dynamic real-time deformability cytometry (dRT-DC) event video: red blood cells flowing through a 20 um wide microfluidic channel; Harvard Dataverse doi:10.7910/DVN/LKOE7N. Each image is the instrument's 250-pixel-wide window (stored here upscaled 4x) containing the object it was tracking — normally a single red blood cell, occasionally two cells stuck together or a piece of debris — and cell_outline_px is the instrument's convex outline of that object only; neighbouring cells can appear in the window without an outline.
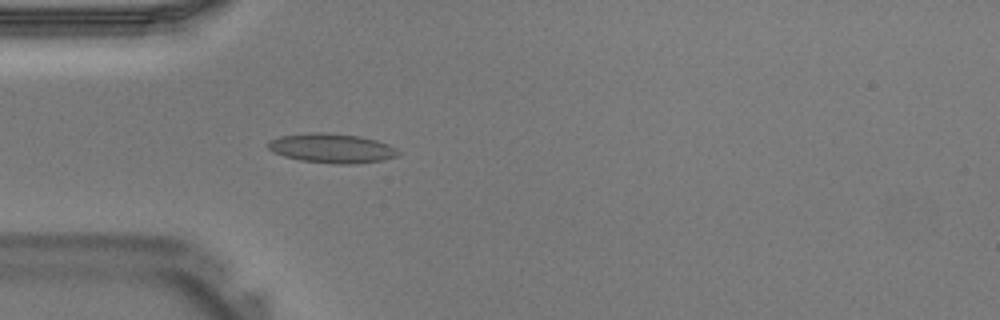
{"species": "Egyptian fruit bat (a non-hibernating species)", "species_latin": "Rousettus aegyptiacus", "temperature_condition": "warm", "stored_images_in_passage": 39, "segment_of_instrument_passage": [1, 2], "camera_frame_rate_fps": 3000, "um_per_image_px": 0.085, "animal": {"sex": "male"}, "frame": {"image": 1, "passage_image": 11, "time_ms": 3.333, "image_size_px": [1000, 320], "cell_outline_px": [[400, 152], [396, 156], [384, 160], [352, 164], [336, 164], [300, 160], [284, 156], [272, 152], [268, 148], [268, 140], [280, 136], [316, 132], [320, 132], [360, 136], [376, 140], [388, 144], [396, 148]], "centroid_in_image_um": [28.2, 12.6], "position_along_channel_um": 56.8, "area_um2": 22.25}}
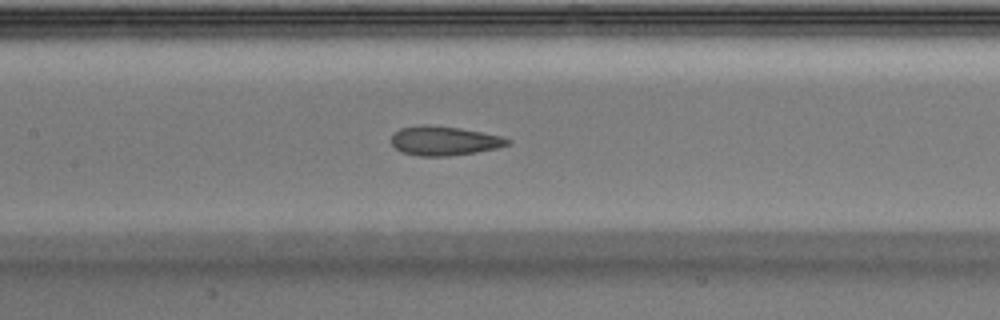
{"frame": {"image": 2, "passage_image": 18, "time_ms": 5.667, "image_size_px": [1000, 320], "cell_outline_px": [[512, 140], [508, 144], [496, 148], [476, 152], [448, 156], [420, 156], [400, 152], [392, 144], [392, 132], [400, 128], [424, 124], [460, 128], [500, 136]], "centroid_in_image_um": [37.71, 11.97], "position_along_channel_um": 169.7, "area_um2": 19.71}}
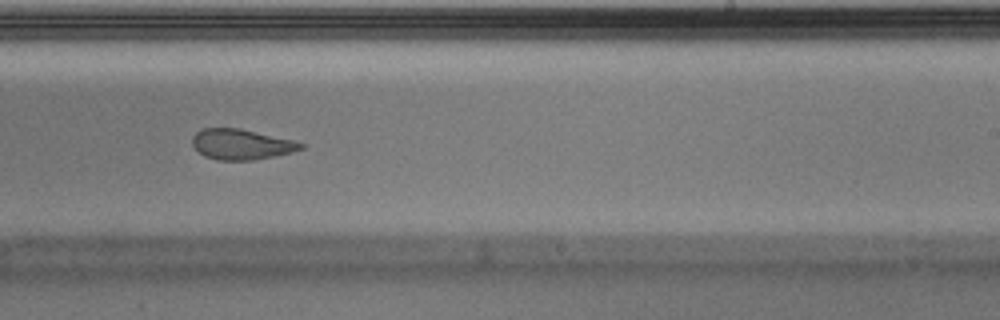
{"frame": {"image": 3, "passage_image": 24, "time_ms": 7.667, "image_size_px": [1000, 320], "cell_outline_px": [[304, 148], [292, 152], [252, 160], [216, 160], [204, 156], [192, 144], [192, 136], [196, 132], [204, 128], [240, 128], [292, 140], [304, 144]], "centroid_in_image_um": [20.48, 12.26], "position_along_channel_um": 268.5, "area_um2": 19.07}}